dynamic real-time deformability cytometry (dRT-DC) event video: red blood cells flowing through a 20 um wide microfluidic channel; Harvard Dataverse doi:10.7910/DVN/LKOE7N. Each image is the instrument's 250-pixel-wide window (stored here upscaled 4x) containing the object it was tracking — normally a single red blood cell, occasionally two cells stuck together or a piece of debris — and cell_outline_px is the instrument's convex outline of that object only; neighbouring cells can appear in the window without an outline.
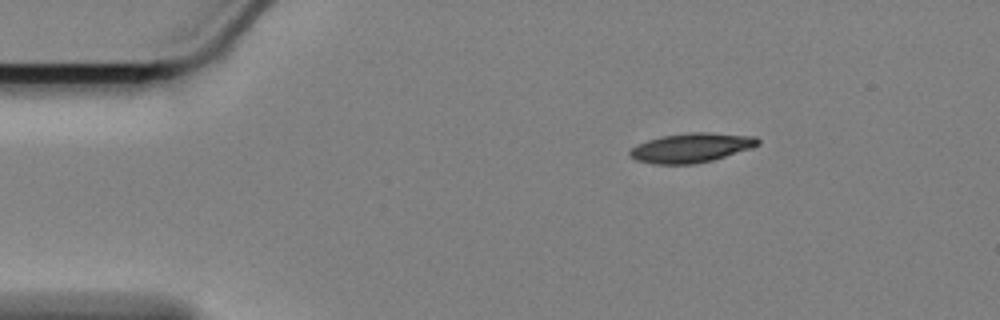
{"species": "Egyptian fruit bat (a non-hibernating species)", "species_latin": "Rousettus aegyptiacus", "temperature_condition": "cold", "stored_images_in_passage": 50, "camera_frame_rate_fps": 3000, "um_per_image_px": 0.085, "animal": {"sex": "female"}, "frame": {"image": 1, "passage_image": 1, "time_ms": 0.0, "image_size_px": [1000, 320], "cell_outline_px": [[760, 144], [752, 148], [712, 160], [692, 164], [656, 164], [636, 160], [628, 152], [636, 144], [660, 136], [688, 132], [708, 132], [756, 136], [760, 140]], "centroid_in_image_um": [58.78, 12.54], "position_along_channel_um": 26.2, "area_um2": 21.96}}
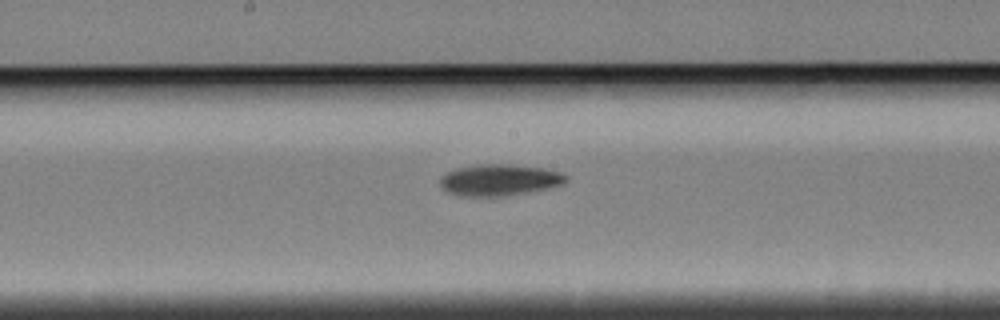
{"frame": {"image": 2, "passage_image": 22, "time_ms": 7.0, "image_size_px": [1000, 320], "cell_outline_px": [[568, 180], [560, 184], [528, 192], [504, 196], [460, 196], [444, 192], [440, 184], [440, 176], [456, 168], [476, 164], [512, 164], [544, 168], [560, 172], [568, 176]], "centroid_in_image_um": [42.39, 15.29], "position_along_channel_um": 205.8, "area_um2": 23.18}}
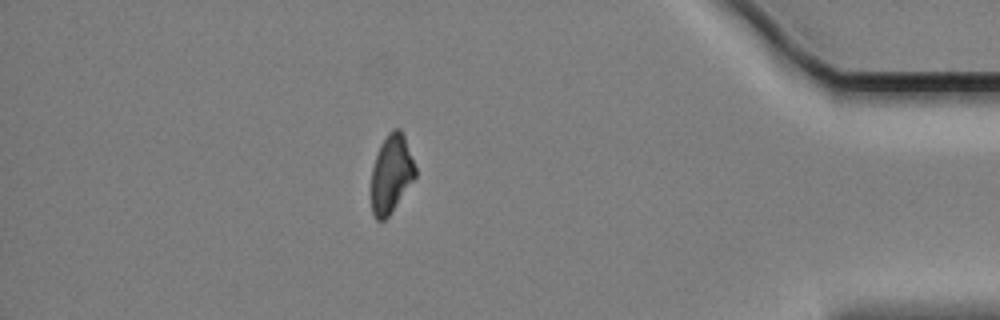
{"frame": {"image": 3, "passage_image": 43, "time_ms": 14.0, "image_size_px": [1000, 320], "cell_outline_px": [[416, 176], [388, 216], [384, 220], [376, 220], [372, 212], [372, 168], [380, 144], [388, 132], [392, 128], [400, 128], [404, 136], [416, 168]], "centroid_in_image_um": [33.25, 14.74], "position_along_channel_um": 401.9, "area_um2": 19.77}, "authors_computed_cell_mechanics": {"area_um2": 21.964, "velocity_mm_per_s": 3.3909, "shape_relaxation_time_tau1_ms": 4.258, "shape_relaxation_time_tau2_ms": null, "deformation_change_tau1": 0.1196, "deformation_change_tau2": null}}